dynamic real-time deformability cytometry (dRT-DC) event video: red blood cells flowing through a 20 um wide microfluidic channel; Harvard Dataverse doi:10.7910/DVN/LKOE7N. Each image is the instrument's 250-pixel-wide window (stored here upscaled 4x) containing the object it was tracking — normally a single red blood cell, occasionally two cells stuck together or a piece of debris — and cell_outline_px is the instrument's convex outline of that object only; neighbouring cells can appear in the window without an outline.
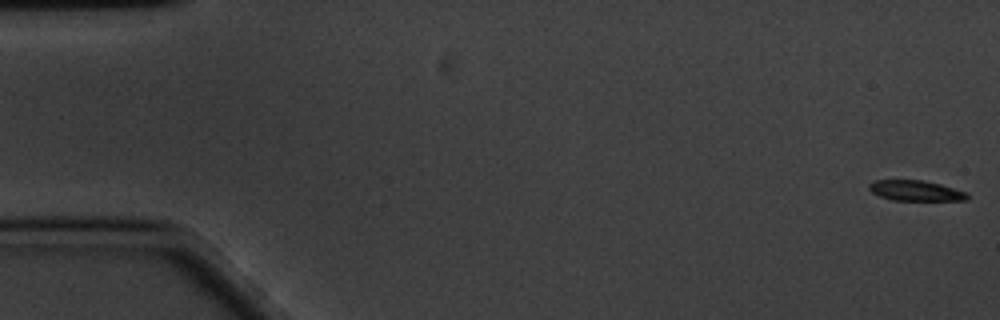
{"species": "common noctule bat (a hibernating species)", "species_latin": "Nyctalus noctula", "temperature_condition": "cold", "stored_images_in_passage": 15, "camera_frame_rate_fps": 3000, "um_per_image_px": 0.085, "animal": {"sex": "male", "body_mass_g": 20.1, "forearm_length_mm": 53.5}, "frame": {"image": 1, "passage_image": 1, "time_ms": 0.0, "image_size_px": [1000, 320], "cell_outline_px": [[968, 200], [892, 200], [880, 196], [872, 192], [868, 188], [868, 184], [872, 180], [924, 180], [940, 184], [968, 192]], "centroid_in_image_um": [77.82, 16.2], "position_along_channel_um": 7.2, "area_um2": 11.73}}